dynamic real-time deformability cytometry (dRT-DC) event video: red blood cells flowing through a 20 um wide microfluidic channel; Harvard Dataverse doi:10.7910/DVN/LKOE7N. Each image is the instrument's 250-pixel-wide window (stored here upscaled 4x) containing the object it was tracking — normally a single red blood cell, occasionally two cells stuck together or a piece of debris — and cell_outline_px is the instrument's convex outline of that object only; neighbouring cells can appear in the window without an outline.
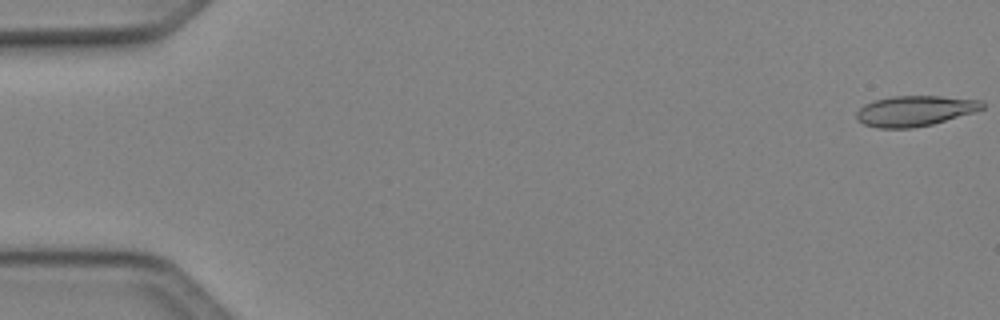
{"species": "Egyptian fruit bat (a non-hibernating species)", "species_latin": "Rousettus aegyptiacus", "temperature_condition": "cold", "stored_images_in_passage": 50, "camera_frame_rate_fps": 3000, "um_per_image_px": 0.085, "animal": {"sex": "female"}, "frame": {"image": 1, "passage_image": 1, "time_ms": 0.0, "image_size_px": [1000, 320], "cell_outline_px": [[984, 108], [972, 112], [932, 124], [912, 128], [880, 128], [864, 124], [856, 116], [856, 112], [864, 104], [876, 100], [892, 96], [940, 96], [980, 100], [984, 104]], "centroid_in_image_um": [77.75, 9.42], "position_along_channel_um": 7.3, "area_um2": 21.96}}
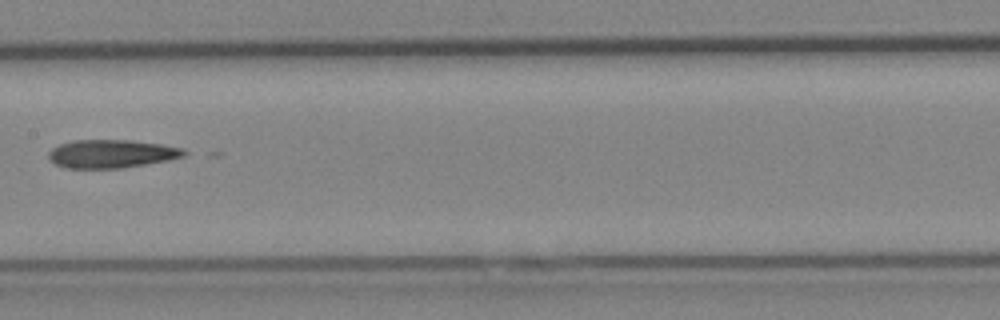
{"frame": {"image": 2, "passage_image": 26, "time_ms": 8.333, "image_size_px": [1000, 320], "cell_outline_px": [[192, 152], [184, 156], [168, 160], [120, 168], [68, 168], [56, 164], [48, 160], [48, 152], [52, 148], [60, 144], [72, 140], [132, 140], [160, 144], [184, 148]], "centroid_in_image_um": [9.5, 13.06], "position_along_channel_um": 197.9, "area_um2": 22.43}}
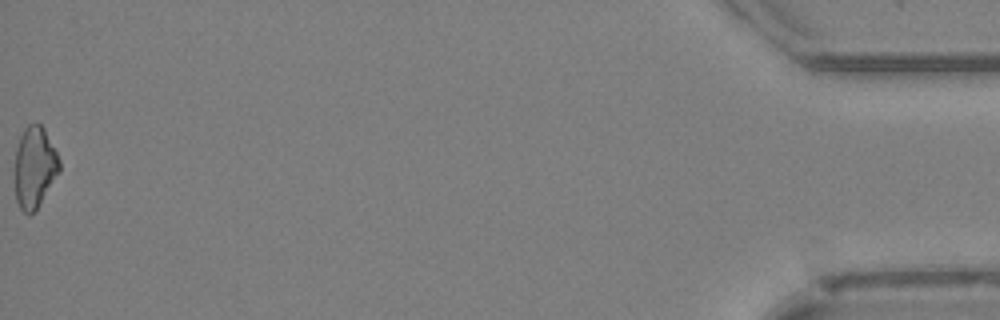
{"frame": {"image": 3, "passage_image": 50, "time_ms": 16.333, "image_size_px": [1000, 320], "cell_outline_px": [[60, 172], [36, 212], [28, 216], [20, 208], [16, 200], [12, 172], [16, 148], [20, 136], [24, 128], [28, 124], [40, 124], [44, 128], [60, 160]], "centroid_in_image_um": [2.9, 14.28], "position_along_channel_um": 432.3, "area_um2": 21.96}}